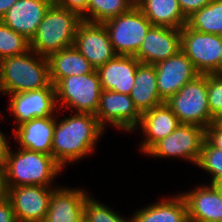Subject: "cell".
<instances>
[{"label":"cell","mask_w":222,"mask_h":222,"mask_svg":"<svg viewBox=\"0 0 222 222\" xmlns=\"http://www.w3.org/2000/svg\"><path fill=\"white\" fill-rule=\"evenodd\" d=\"M206 140L213 147L222 149V128L216 122L206 128Z\"/></svg>","instance_id":"cell-33"},{"label":"cell","mask_w":222,"mask_h":222,"mask_svg":"<svg viewBox=\"0 0 222 222\" xmlns=\"http://www.w3.org/2000/svg\"><path fill=\"white\" fill-rule=\"evenodd\" d=\"M89 0H57L55 3L64 9L77 12L82 16L87 11Z\"/></svg>","instance_id":"cell-34"},{"label":"cell","mask_w":222,"mask_h":222,"mask_svg":"<svg viewBox=\"0 0 222 222\" xmlns=\"http://www.w3.org/2000/svg\"><path fill=\"white\" fill-rule=\"evenodd\" d=\"M132 222H189L188 208L184 197L179 193L148 204L130 216Z\"/></svg>","instance_id":"cell-22"},{"label":"cell","mask_w":222,"mask_h":222,"mask_svg":"<svg viewBox=\"0 0 222 222\" xmlns=\"http://www.w3.org/2000/svg\"><path fill=\"white\" fill-rule=\"evenodd\" d=\"M181 50V29L151 26L135 57L144 64L166 60Z\"/></svg>","instance_id":"cell-15"},{"label":"cell","mask_w":222,"mask_h":222,"mask_svg":"<svg viewBox=\"0 0 222 222\" xmlns=\"http://www.w3.org/2000/svg\"><path fill=\"white\" fill-rule=\"evenodd\" d=\"M196 166L211 175L209 183L213 184L218 178L222 177V149L213 147L205 139Z\"/></svg>","instance_id":"cell-30"},{"label":"cell","mask_w":222,"mask_h":222,"mask_svg":"<svg viewBox=\"0 0 222 222\" xmlns=\"http://www.w3.org/2000/svg\"><path fill=\"white\" fill-rule=\"evenodd\" d=\"M47 59L49 79L54 86L65 77L90 74L95 70L75 46L59 50Z\"/></svg>","instance_id":"cell-23"},{"label":"cell","mask_w":222,"mask_h":222,"mask_svg":"<svg viewBox=\"0 0 222 222\" xmlns=\"http://www.w3.org/2000/svg\"><path fill=\"white\" fill-rule=\"evenodd\" d=\"M180 122L170 107L164 102L142 114L136 130L142 131L140 152L145 154L156 142L171 134Z\"/></svg>","instance_id":"cell-19"},{"label":"cell","mask_w":222,"mask_h":222,"mask_svg":"<svg viewBox=\"0 0 222 222\" xmlns=\"http://www.w3.org/2000/svg\"><path fill=\"white\" fill-rule=\"evenodd\" d=\"M56 115L45 118H33L13 128V135L19 143L18 148L52 154V141Z\"/></svg>","instance_id":"cell-21"},{"label":"cell","mask_w":222,"mask_h":222,"mask_svg":"<svg viewBox=\"0 0 222 222\" xmlns=\"http://www.w3.org/2000/svg\"><path fill=\"white\" fill-rule=\"evenodd\" d=\"M30 50V41L6 26L0 20V60L6 57L21 55Z\"/></svg>","instance_id":"cell-28"},{"label":"cell","mask_w":222,"mask_h":222,"mask_svg":"<svg viewBox=\"0 0 222 222\" xmlns=\"http://www.w3.org/2000/svg\"><path fill=\"white\" fill-rule=\"evenodd\" d=\"M222 128V116L215 121Z\"/></svg>","instance_id":"cell-41"},{"label":"cell","mask_w":222,"mask_h":222,"mask_svg":"<svg viewBox=\"0 0 222 222\" xmlns=\"http://www.w3.org/2000/svg\"><path fill=\"white\" fill-rule=\"evenodd\" d=\"M187 25L199 32L222 35V0H212L193 13Z\"/></svg>","instance_id":"cell-26"},{"label":"cell","mask_w":222,"mask_h":222,"mask_svg":"<svg viewBox=\"0 0 222 222\" xmlns=\"http://www.w3.org/2000/svg\"><path fill=\"white\" fill-rule=\"evenodd\" d=\"M71 113L61 120L56 116L53 134L51 155L63 168L92 154L105 132L94 114Z\"/></svg>","instance_id":"cell-1"},{"label":"cell","mask_w":222,"mask_h":222,"mask_svg":"<svg viewBox=\"0 0 222 222\" xmlns=\"http://www.w3.org/2000/svg\"><path fill=\"white\" fill-rule=\"evenodd\" d=\"M207 99V74H199L165 103L177 116L180 124L207 128L215 122L210 114Z\"/></svg>","instance_id":"cell-5"},{"label":"cell","mask_w":222,"mask_h":222,"mask_svg":"<svg viewBox=\"0 0 222 222\" xmlns=\"http://www.w3.org/2000/svg\"><path fill=\"white\" fill-rule=\"evenodd\" d=\"M47 57L33 50L0 60L1 95L32 91L50 84Z\"/></svg>","instance_id":"cell-3"},{"label":"cell","mask_w":222,"mask_h":222,"mask_svg":"<svg viewBox=\"0 0 222 222\" xmlns=\"http://www.w3.org/2000/svg\"><path fill=\"white\" fill-rule=\"evenodd\" d=\"M218 75H222V55L219 61V66H218Z\"/></svg>","instance_id":"cell-40"},{"label":"cell","mask_w":222,"mask_h":222,"mask_svg":"<svg viewBox=\"0 0 222 222\" xmlns=\"http://www.w3.org/2000/svg\"><path fill=\"white\" fill-rule=\"evenodd\" d=\"M207 98L210 114L216 121L222 116V75L207 74Z\"/></svg>","instance_id":"cell-31"},{"label":"cell","mask_w":222,"mask_h":222,"mask_svg":"<svg viewBox=\"0 0 222 222\" xmlns=\"http://www.w3.org/2000/svg\"><path fill=\"white\" fill-rule=\"evenodd\" d=\"M154 66L156 69L158 92L164 102L200 74L181 50L168 59L156 63Z\"/></svg>","instance_id":"cell-14"},{"label":"cell","mask_w":222,"mask_h":222,"mask_svg":"<svg viewBox=\"0 0 222 222\" xmlns=\"http://www.w3.org/2000/svg\"><path fill=\"white\" fill-rule=\"evenodd\" d=\"M8 140L7 136L0 130V159H4L6 156V152L10 144Z\"/></svg>","instance_id":"cell-37"},{"label":"cell","mask_w":222,"mask_h":222,"mask_svg":"<svg viewBox=\"0 0 222 222\" xmlns=\"http://www.w3.org/2000/svg\"><path fill=\"white\" fill-rule=\"evenodd\" d=\"M136 0H89L87 11L81 16L83 21L104 23L127 12Z\"/></svg>","instance_id":"cell-27"},{"label":"cell","mask_w":222,"mask_h":222,"mask_svg":"<svg viewBox=\"0 0 222 222\" xmlns=\"http://www.w3.org/2000/svg\"><path fill=\"white\" fill-rule=\"evenodd\" d=\"M9 198V186L4 159H0V203Z\"/></svg>","instance_id":"cell-36"},{"label":"cell","mask_w":222,"mask_h":222,"mask_svg":"<svg viewBox=\"0 0 222 222\" xmlns=\"http://www.w3.org/2000/svg\"><path fill=\"white\" fill-rule=\"evenodd\" d=\"M95 116L104 129H106V126L112 125L124 132L133 133L142 114L135 107L128 94L102 90Z\"/></svg>","instance_id":"cell-11"},{"label":"cell","mask_w":222,"mask_h":222,"mask_svg":"<svg viewBox=\"0 0 222 222\" xmlns=\"http://www.w3.org/2000/svg\"><path fill=\"white\" fill-rule=\"evenodd\" d=\"M83 222H132V218L126 219L90 195L84 203Z\"/></svg>","instance_id":"cell-29"},{"label":"cell","mask_w":222,"mask_h":222,"mask_svg":"<svg viewBox=\"0 0 222 222\" xmlns=\"http://www.w3.org/2000/svg\"><path fill=\"white\" fill-rule=\"evenodd\" d=\"M135 5L152 26L181 29L187 24V18L183 15L178 0H136Z\"/></svg>","instance_id":"cell-25"},{"label":"cell","mask_w":222,"mask_h":222,"mask_svg":"<svg viewBox=\"0 0 222 222\" xmlns=\"http://www.w3.org/2000/svg\"><path fill=\"white\" fill-rule=\"evenodd\" d=\"M4 163L9 187L53 186L54 179L64 171L52 155L18 147L13 152L10 144Z\"/></svg>","instance_id":"cell-2"},{"label":"cell","mask_w":222,"mask_h":222,"mask_svg":"<svg viewBox=\"0 0 222 222\" xmlns=\"http://www.w3.org/2000/svg\"><path fill=\"white\" fill-rule=\"evenodd\" d=\"M89 196L85 189L57 185L44 222H83L84 203Z\"/></svg>","instance_id":"cell-17"},{"label":"cell","mask_w":222,"mask_h":222,"mask_svg":"<svg viewBox=\"0 0 222 222\" xmlns=\"http://www.w3.org/2000/svg\"><path fill=\"white\" fill-rule=\"evenodd\" d=\"M180 194L187 204L189 222H222V194L213 184Z\"/></svg>","instance_id":"cell-16"},{"label":"cell","mask_w":222,"mask_h":222,"mask_svg":"<svg viewBox=\"0 0 222 222\" xmlns=\"http://www.w3.org/2000/svg\"><path fill=\"white\" fill-rule=\"evenodd\" d=\"M74 46L95 69L117 56L103 23L82 21L75 34Z\"/></svg>","instance_id":"cell-13"},{"label":"cell","mask_w":222,"mask_h":222,"mask_svg":"<svg viewBox=\"0 0 222 222\" xmlns=\"http://www.w3.org/2000/svg\"><path fill=\"white\" fill-rule=\"evenodd\" d=\"M129 96L141 114L164 103L158 92L156 69L154 65L144 63L138 65L134 86Z\"/></svg>","instance_id":"cell-24"},{"label":"cell","mask_w":222,"mask_h":222,"mask_svg":"<svg viewBox=\"0 0 222 222\" xmlns=\"http://www.w3.org/2000/svg\"><path fill=\"white\" fill-rule=\"evenodd\" d=\"M53 3L52 0H18L5 13L1 21L30 41Z\"/></svg>","instance_id":"cell-18"},{"label":"cell","mask_w":222,"mask_h":222,"mask_svg":"<svg viewBox=\"0 0 222 222\" xmlns=\"http://www.w3.org/2000/svg\"><path fill=\"white\" fill-rule=\"evenodd\" d=\"M55 90L60 111L64 107L73 112L96 114L102 91L96 69L90 74L63 78Z\"/></svg>","instance_id":"cell-6"},{"label":"cell","mask_w":222,"mask_h":222,"mask_svg":"<svg viewBox=\"0 0 222 222\" xmlns=\"http://www.w3.org/2000/svg\"><path fill=\"white\" fill-rule=\"evenodd\" d=\"M141 62L135 56L117 55L96 71L102 90L130 94L135 80L136 69Z\"/></svg>","instance_id":"cell-20"},{"label":"cell","mask_w":222,"mask_h":222,"mask_svg":"<svg viewBox=\"0 0 222 222\" xmlns=\"http://www.w3.org/2000/svg\"><path fill=\"white\" fill-rule=\"evenodd\" d=\"M181 51L200 74H218L222 35L199 32L186 24L181 28Z\"/></svg>","instance_id":"cell-9"},{"label":"cell","mask_w":222,"mask_h":222,"mask_svg":"<svg viewBox=\"0 0 222 222\" xmlns=\"http://www.w3.org/2000/svg\"><path fill=\"white\" fill-rule=\"evenodd\" d=\"M82 21L77 12L61 8L54 2L30 40V49L48 58L59 50L74 46L75 34Z\"/></svg>","instance_id":"cell-4"},{"label":"cell","mask_w":222,"mask_h":222,"mask_svg":"<svg viewBox=\"0 0 222 222\" xmlns=\"http://www.w3.org/2000/svg\"><path fill=\"white\" fill-rule=\"evenodd\" d=\"M8 113L14 118L16 127L32 120L55 116L60 110L57 105L55 86L50 83L47 87L32 91L14 93L9 95Z\"/></svg>","instance_id":"cell-10"},{"label":"cell","mask_w":222,"mask_h":222,"mask_svg":"<svg viewBox=\"0 0 222 222\" xmlns=\"http://www.w3.org/2000/svg\"><path fill=\"white\" fill-rule=\"evenodd\" d=\"M56 188L38 185L9 187V199L17 222H44Z\"/></svg>","instance_id":"cell-12"},{"label":"cell","mask_w":222,"mask_h":222,"mask_svg":"<svg viewBox=\"0 0 222 222\" xmlns=\"http://www.w3.org/2000/svg\"><path fill=\"white\" fill-rule=\"evenodd\" d=\"M212 0H178L183 15L188 18Z\"/></svg>","instance_id":"cell-32"},{"label":"cell","mask_w":222,"mask_h":222,"mask_svg":"<svg viewBox=\"0 0 222 222\" xmlns=\"http://www.w3.org/2000/svg\"><path fill=\"white\" fill-rule=\"evenodd\" d=\"M18 0H0V20Z\"/></svg>","instance_id":"cell-38"},{"label":"cell","mask_w":222,"mask_h":222,"mask_svg":"<svg viewBox=\"0 0 222 222\" xmlns=\"http://www.w3.org/2000/svg\"><path fill=\"white\" fill-rule=\"evenodd\" d=\"M0 222H17L11 200L0 203Z\"/></svg>","instance_id":"cell-35"},{"label":"cell","mask_w":222,"mask_h":222,"mask_svg":"<svg viewBox=\"0 0 222 222\" xmlns=\"http://www.w3.org/2000/svg\"><path fill=\"white\" fill-rule=\"evenodd\" d=\"M117 55L135 56L146 33L152 26L142 11L134 5L130 10L103 23Z\"/></svg>","instance_id":"cell-7"},{"label":"cell","mask_w":222,"mask_h":222,"mask_svg":"<svg viewBox=\"0 0 222 222\" xmlns=\"http://www.w3.org/2000/svg\"><path fill=\"white\" fill-rule=\"evenodd\" d=\"M213 185L221 192L222 194V177L218 178Z\"/></svg>","instance_id":"cell-39"},{"label":"cell","mask_w":222,"mask_h":222,"mask_svg":"<svg viewBox=\"0 0 222 222\" xmlns=\"http://www.w3.org/2000/svg\"><path fill=\"white\" fill-rule=\"evenodd\" d=\"M206 139V128L191 124L179 126L156 142L144 155L153 158H176L196 165Z\"/></svg>","instance_id":"cell-8"}]
</instances>
